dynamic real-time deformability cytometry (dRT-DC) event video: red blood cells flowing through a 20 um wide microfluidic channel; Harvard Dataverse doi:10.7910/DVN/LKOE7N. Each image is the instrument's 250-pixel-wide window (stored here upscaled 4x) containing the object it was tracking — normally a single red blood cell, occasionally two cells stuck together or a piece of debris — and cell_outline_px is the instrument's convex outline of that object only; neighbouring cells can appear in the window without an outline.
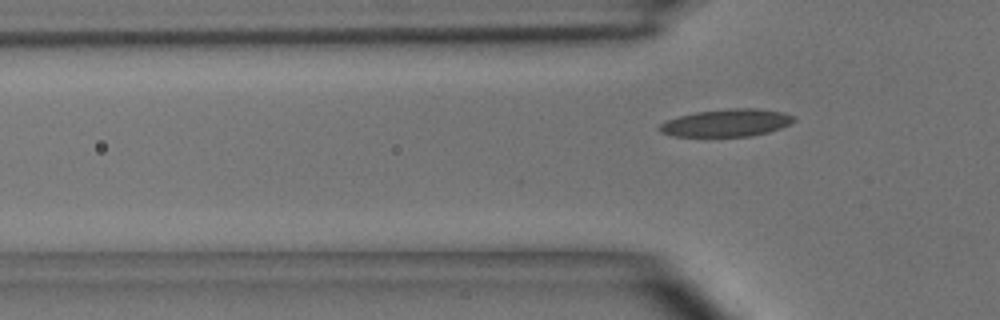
{"species": "common noctule bat (a hibernating species)", "species_latin": "Nyctalus noctula", "temperature_condition": "room temperature", "stored_images_in_passage": 7, "segment_of_instrument_passage": [2, 2], "camera_frame_rate_fps": 3000, "um_per_image_px": 0.085, "animal": {"sex": "male", "body_mass_g": 15.6}, "frame": {"image": 1, "passage_image": 7, "time_ms": 7.667, "image_size_px": [1000, 320], "cell_outline_px": [[796, 120], [780, 128], [768, 132], [752, 136], [672, 136], [660, 132], [656, 128], [660, 124], [668, 120], [680, 116], [696, 112], [732, 108], [760, 108], [784, 112], [796, 116]], "centroid_in_image_um": [61.78, 10.44], "position_along_channel_um": 64.0, "area_um2": 21.56}}